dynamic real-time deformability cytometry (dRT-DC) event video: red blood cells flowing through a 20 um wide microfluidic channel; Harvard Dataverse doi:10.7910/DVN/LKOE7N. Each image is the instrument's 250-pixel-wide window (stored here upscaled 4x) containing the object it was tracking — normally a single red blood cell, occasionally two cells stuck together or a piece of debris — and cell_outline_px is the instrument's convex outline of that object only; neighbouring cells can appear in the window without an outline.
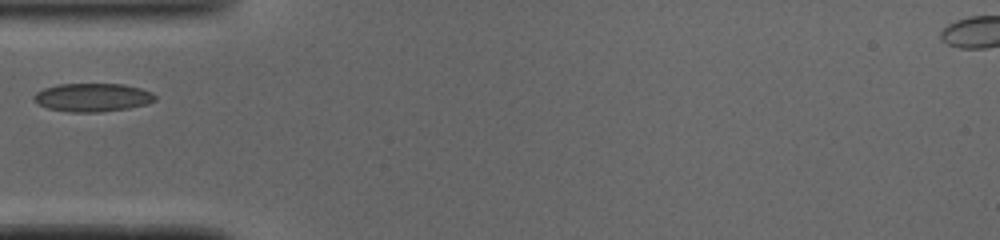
{"species": "common noctule bat (a hibernating species)", "species_latin": "Nyctalus noctula", "temperature_condition": "cold", "stored_images_in_passage": 34, "camera_frame_rate_fps": 3000, "um_per_image_px": 0.085, "animal": {"sex": "male", "body_mass_g": 19.0, "forearm_length_mm": 50.8}, "frame": {"image": 1, "passage_image": 1, "time_ms": 0.0, "image_size_px": [1000, 240], "cell_outline_px": [[156, 100], [148, 104], [128, 108], [100, 112], [72, 112], [48, 108], [32, 100], [32, 96], [36, 92], [44, 88], [56, 84], [124, 84], [140, 88], [152, 92], [156, 96]], "centroid_in_image_um": [7.87, 8.27], "position_along_channel_um": 77.1, "area_um2": 20.11}}
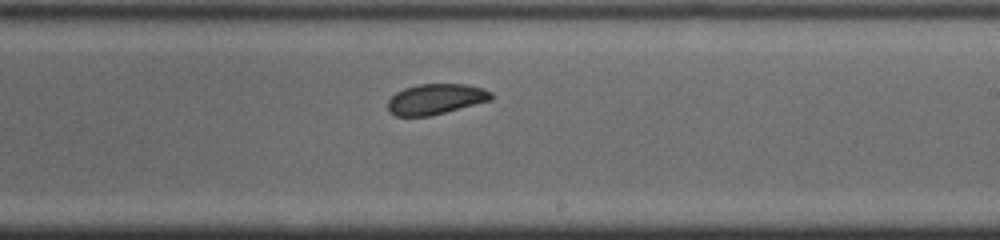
{"frame": {"image": 2, "passage_image": 14, "time_ms": 4.333, "image_size_px": [1000, 240], "cell_outline_px": [[492, 100], [428, 116], [396, 116], [388, 112], [388, 100], [396, 92], [404, 88], [416, 84], [468, 84], [484, 88], [492, 92]], "centroid_in_image_um": [37.03, 8.41], "position_along_channel_um": 252.0, "area_um2": 18.44}}
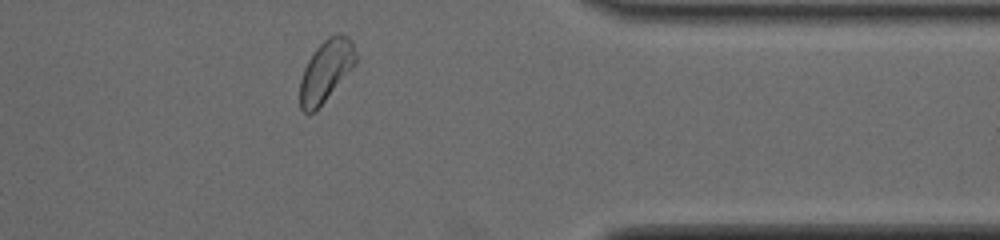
{"frame": {"image": 3, "passage_image": 25, "time_ms": 8.0, "image_size_px": [1000, 240], "cell_outline_px": [[356, 64], [316, 112], [308, 116], [300, 108], [300, 80], [304, 68], [308, 60], [316, 48], [328, 36], [348, 36], [352, 40], [356, 56]], "centroid_in_image_um": [27.68, 6.09], "position_along_channel_um": 383.7, "area_um2": 20.06}}